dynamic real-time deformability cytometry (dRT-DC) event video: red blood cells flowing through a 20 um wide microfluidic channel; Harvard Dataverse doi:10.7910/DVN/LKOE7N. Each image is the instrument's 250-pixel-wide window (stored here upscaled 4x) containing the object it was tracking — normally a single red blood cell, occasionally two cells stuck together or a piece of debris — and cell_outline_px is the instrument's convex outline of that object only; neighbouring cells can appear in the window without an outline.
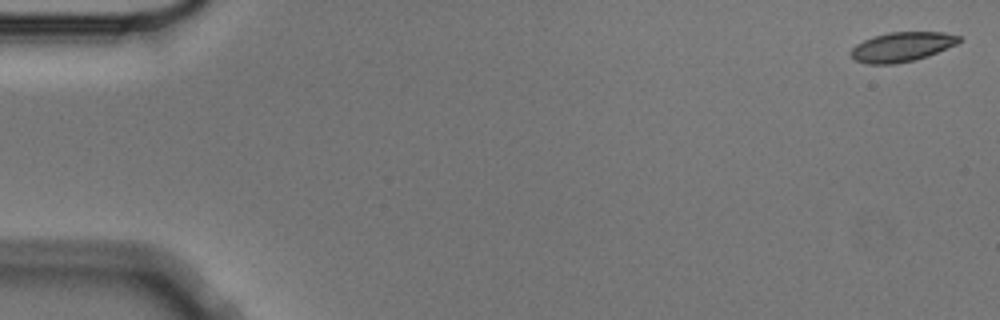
{"species": "Egyptian fruit bat (a non-hibernating species)", "species_latin": "Rousettus aegyptiacus", "temperature_condition": "cold", "stored_images_in_passage": 5, "camera_frame_rate_fps": 3000, "um_per_image_px": 0.085, "animal": {"sex": "male"}, "frame": {"image": 1, "passage_image": 1, "time_ms": 0.0, "image_size_px": [1000, 320], "cell_outline_px": [[960, 40], [956, 44], [928, 56], [916, 60], [896, 64], [864, 64], [856, 60], [848, 52], [856, 44], [864, 40], [888, 32], [944, 32], [960, 36]], "centroid_in_image_um": [76.64, 3.99], "position_along_channel_um": 8.4, "area_um2": 18.61}}